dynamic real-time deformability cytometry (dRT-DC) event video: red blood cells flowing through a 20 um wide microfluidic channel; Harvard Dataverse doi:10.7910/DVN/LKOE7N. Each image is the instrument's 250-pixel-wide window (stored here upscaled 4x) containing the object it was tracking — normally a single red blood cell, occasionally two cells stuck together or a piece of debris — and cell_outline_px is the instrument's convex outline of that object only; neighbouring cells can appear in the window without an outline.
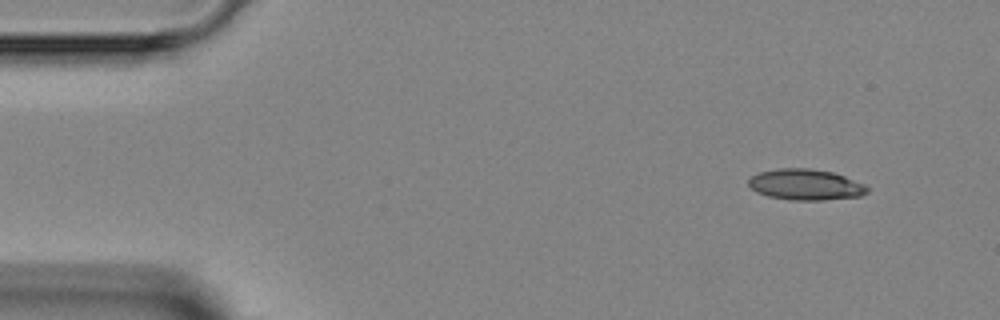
{"species": "Egyptian fruit bat (a non-hibernating species)", "species_latin": "Rousettus aegyptiacus", "temperature_condition": "room temperature", "stored_images_in_passage": 4, "camera_frame_rate_fps": 3000, "um_per_image_px": 0.085, "animal": {"sex": "female"}, "frame": {"image": 1, "passage_image": 1, "time_ms": 0.0, "image_size_px": [1000, 320], "cell_outline_px": [[868, 192], [860, 196], [824, 200], [792, 200], [768, 196], [756, 192], [748, 184], [748, 180], [752, 176], [760, 172], [780, 168], [808, 168], [832, 172], [844, 176], [864, 184], [868, 188]], "centroid_in_image_um": [68.47, 15.69], "position_along_channel_um": 16.5, "area_um2": 21.27}}
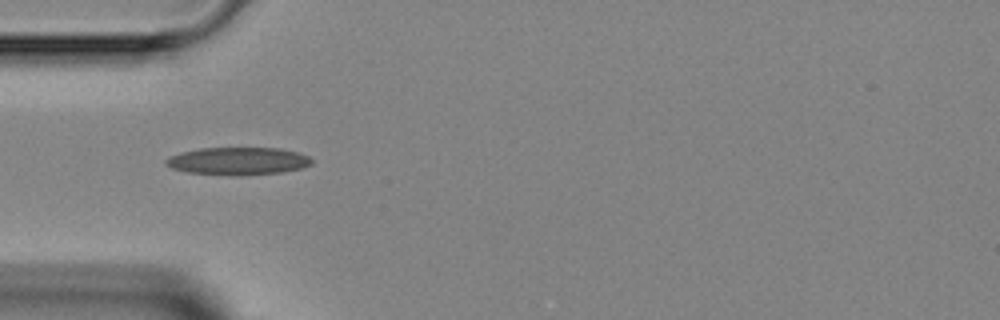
{"frame": {"image": 2, "passage_image": 4, "time_ms": 3.333, "image_size_px": [1000, 320], "cell_outline_px": [[312, 164], [300, 168], [280, 172], [240, 176], [188, 172], [172, 168], [164, 164], [164, 160], [180, 152], [200, 148], [280, 148], [296, 152], [308, 156], [312, 160]], "centroid_in_image_um": [20.21, 13.69], "position_along_channel_um": 64.8, "area_um2": 23.35}}